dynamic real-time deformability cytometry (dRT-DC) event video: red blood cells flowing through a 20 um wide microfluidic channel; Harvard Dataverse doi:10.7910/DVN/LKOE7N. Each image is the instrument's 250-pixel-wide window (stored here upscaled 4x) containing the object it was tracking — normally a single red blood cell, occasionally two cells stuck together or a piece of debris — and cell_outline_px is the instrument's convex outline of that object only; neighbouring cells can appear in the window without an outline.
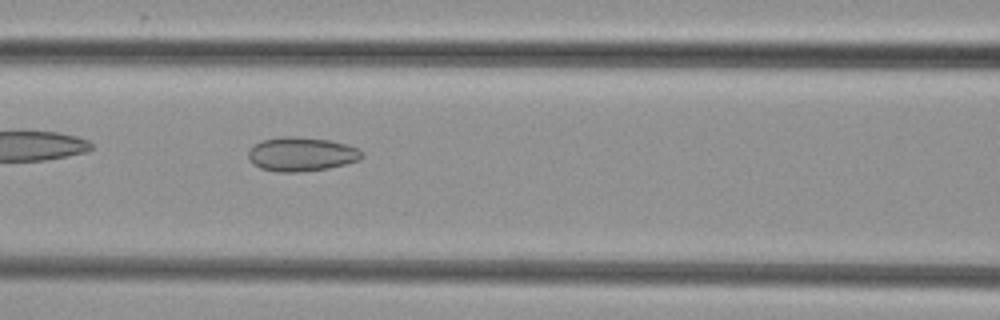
{"species": "common noctule bat (a hibernating species)", "species_latin": "Nyctalus noctula", "temperature_condition": "cold", "stored_images_in_passage": 6, "camera_frame_rate_fps": 3000, "um_per_image_px": 0.085, "animal": {"sex": "female", "body_mass_g": 29.2, "forearm_length_mm": 56.3}, "frame": {"image": 1, "passage_image": 6, "time_ms": 7.333, "image_size_px": [1000, 320], "cell_outline_px": [[364, 156], [360, 160], [328, 168], [300, 172], [276, 172], [260, 168], [252, 164], [248, 156], [248, 152], [260, 140], [284, 136], [296, 136], [328, 140], [348, 144], [364, 152]], "centroid_in_image_um": [25.63, 13.1], "position_along_channel_um": 141.0, "area_um2": 22.66}}